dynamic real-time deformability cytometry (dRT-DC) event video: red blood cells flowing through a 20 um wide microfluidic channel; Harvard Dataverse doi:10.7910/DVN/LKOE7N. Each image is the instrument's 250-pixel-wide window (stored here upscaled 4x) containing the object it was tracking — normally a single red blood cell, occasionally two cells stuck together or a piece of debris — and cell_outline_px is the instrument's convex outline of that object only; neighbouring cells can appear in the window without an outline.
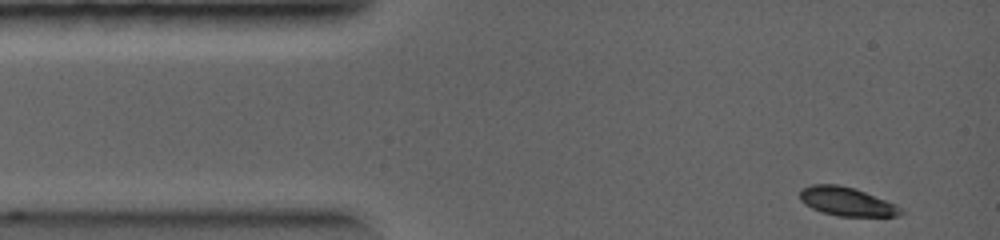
{"species": "common noctule bat (a hibernating species)", "species_latin": "Nyctalus noctula", "temperature_condition": "warm", "stored_images_in_passage": 3, "camera_frame_rate_fps": 5000, "um_per_image_px": 0.085, "animal": {"sex": "female", "body_mass_g": 19.0, "forearm_length_mm": 56.7}, "frame": {"image": 1, "passage_image": 1, "time_ms": 0.0, "image_size_px": [1000, 240], "cell_outline_px": [[904, 212], [900, 216], [836, 216], [820, 212], [804, 204], [800, 200], [800, 188], [812, 184], [836, 184], [856, 188], [896, 204]], "centroid_in_image_um": [71.95, 17.12], "position_along_channel_um": 13.1, "area_um2": 17.11}}